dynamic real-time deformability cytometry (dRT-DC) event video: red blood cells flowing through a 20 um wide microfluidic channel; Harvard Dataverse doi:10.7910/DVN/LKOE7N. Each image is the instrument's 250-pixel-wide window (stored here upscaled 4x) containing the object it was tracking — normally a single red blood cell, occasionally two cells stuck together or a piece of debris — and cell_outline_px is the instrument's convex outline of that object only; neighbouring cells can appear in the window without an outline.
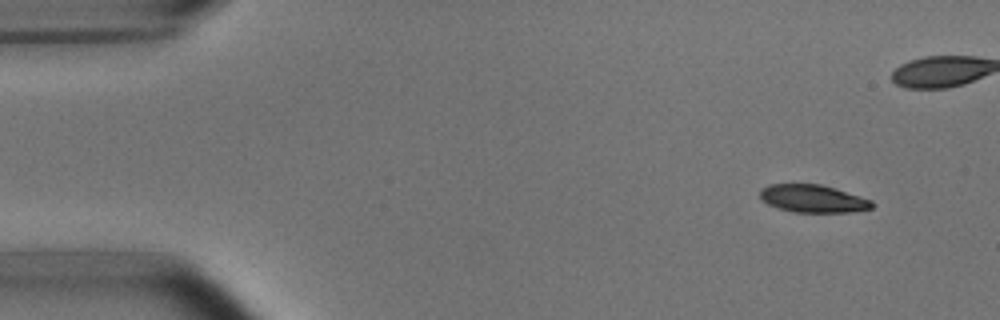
{"species": "common noctule bat (a hibernating species)", "species_latin": "Nyctalus noctula", "temperature_condition": "room temperature", "stored_images_in_passage": 5, "camera_frame_rate_fps": 3000, "um_per_image_px": 0.085, "animal": {"sex": "male", "body_mass_g": 15.6}, "frame": {"image": 1, "passage_image": 1, "time_ms": 0.0, "image_size_px": [1000, 320], "cell_outline_px": [[876, 204], [872, 208], [856, 212], [792, 212], [768, 204], [760, 196], [760, 192], [768, 184], [820, 184], [872, 200]], "centroid_in_image_um": [69.15, 16.89], "position_along_channel_um": 15.9, "area_um2": 17.92}}